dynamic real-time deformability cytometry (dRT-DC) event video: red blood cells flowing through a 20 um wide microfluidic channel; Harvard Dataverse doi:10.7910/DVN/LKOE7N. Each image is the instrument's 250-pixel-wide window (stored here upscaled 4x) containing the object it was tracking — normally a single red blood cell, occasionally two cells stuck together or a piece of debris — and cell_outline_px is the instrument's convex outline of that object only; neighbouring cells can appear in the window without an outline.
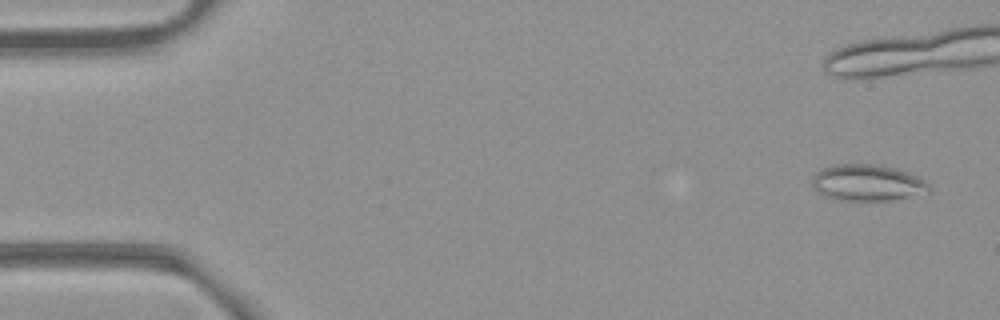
{"species": "common noctule bat (a hibernating species)", "species_latin": "Nyctalus noctula", "temperature_condition": "room temperature", "stored_images_in_passage": 6, "camera_frame_rate_fps": 3000, "um_per_image_px": 0.085, "animal": {"sex": "female", "body_mass_g": 21.9}, "frame": {"image": 1, "passage_image": 1, "time_ms": 0.0, "image_size_px": [1000, 320], "cell_outline_px": [[932, 188], [908, 196], [888, 200], [852, 200], [828, 196], [820, 192], [812, 184], [812, 180], [816, 172], [820, 168], [840, 164], [872, 164], [892, 168], [916, 176], [924, 180]], "centroid_in_image_um": [73.68, 15.51], "position_along_channel_um": 11.3, "area_um2": 23.7}}